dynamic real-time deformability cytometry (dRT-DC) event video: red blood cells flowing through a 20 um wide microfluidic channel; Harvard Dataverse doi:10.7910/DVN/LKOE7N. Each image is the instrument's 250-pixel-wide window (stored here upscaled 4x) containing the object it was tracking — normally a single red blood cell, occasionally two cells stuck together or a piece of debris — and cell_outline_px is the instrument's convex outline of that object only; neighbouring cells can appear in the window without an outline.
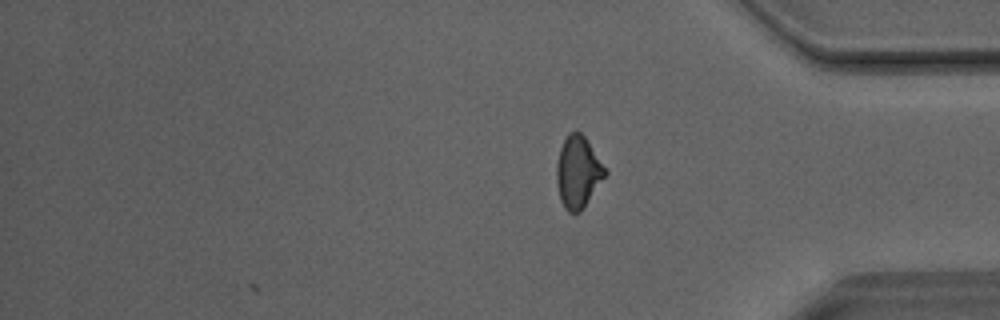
{"species": "Egyptian fruit bat (a non-hibernating species)", "species_latin": "Rousettus aegyptiacus", "temperature_condition": "room temperature", "stored_images_in_passage": 33, "camera_frame_rate_fps": 3000, "um_per_image_px": 0.085, "animal": {"sex": "male"}, "frame": {"image": 1, "passage_image": 33, "time_ms": 10.667, "image_size_px": [1000, 320], "cell_outline_px": [[608, 172], [580, 212], [568, 212], [564, 208], [560, 200], [556, 184], [556, 164], [560, 148], [568, 132], [576, 128], [584, 136]], "centroid_in_image_um": [49.1, 14.6], "position_along_channel_um": 386.1, "area_um2": 20.29}}